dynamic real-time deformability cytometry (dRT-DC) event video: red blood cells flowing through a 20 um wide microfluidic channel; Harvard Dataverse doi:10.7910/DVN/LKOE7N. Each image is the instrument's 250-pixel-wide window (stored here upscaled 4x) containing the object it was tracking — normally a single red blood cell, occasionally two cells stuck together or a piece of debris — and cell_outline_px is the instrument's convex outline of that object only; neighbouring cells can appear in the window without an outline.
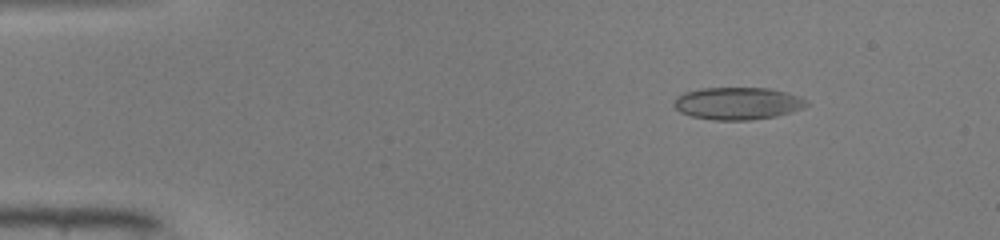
{"species": "common noctule bat (a hibernating species)", "species_latin": "Nyctalus noctula", "temperature_condition": "warm", "stored_images_in_passage": 20, "camera_frame_rate_fps": 3000, "um_per_image_px": 0.085, "animal": {"sex": "male", "body_mass_g": 19.0, "forearm_length_mm": 50.8}, "frame": {"image": 1, "passage_image": 7, "time_ms": 2.0, "image_size_px": [1000, 240], "cell_outline_px": [[808, 104], [800, 108], [776, 116], [752, 120], [712, 120], [692, 116], [680, 112], [672, 104], [676, 96], [684, 92], [700, 88], [768, 88], [800, 96], [808, 100]], "centroid_in_image_um": [62.65, 8.78], "position_along_channel_um": 22.3, "area_um2": 24.97}}
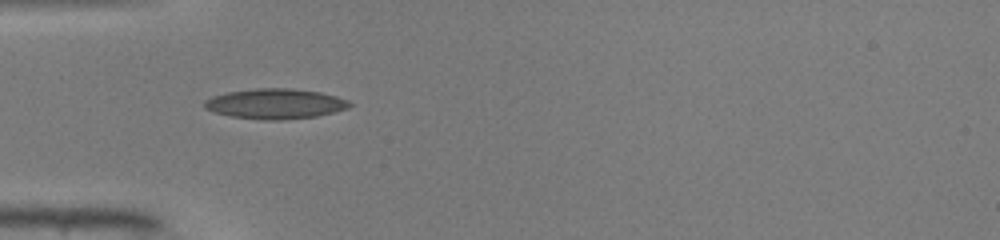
{"frame": {"image": 2, "passage_image": 16, "time_ms": 5.0, "image_size_px": [1000, 240], "cell_outline_px": [[352, 104], [348, 108], [316, 116], [280, 120], [264, 120], [232, 116], [212, 112], [204, 108], [204, 100], [212, 96], [228, 92], [256, 88], [292, 88], [320, 92], [336, 96], [348, 100]], "centroid_in_image_um": [23.37, 8.81], "position_along_channel_um": 61.6, "area_um2": 25.49}}
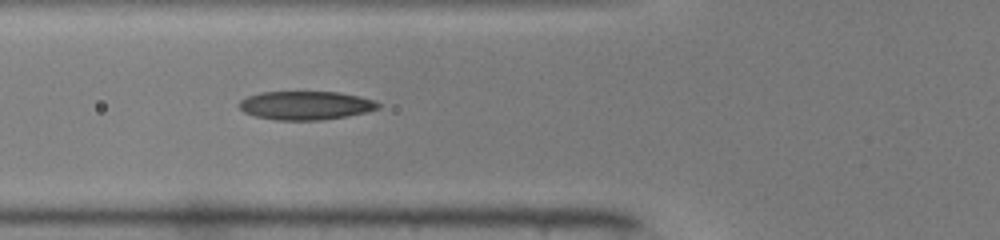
{"frame": {"image": 3, "passage_image": 19, "time_ms": 6.0, "image_size_px": [1000, 240], "cell_outline_px": [[380, 108], [368, 112], [348, 116], [320, 120], [276, 120], [256, 116], [244, 112], [240, 108], [240, 100], [248, 96], [260, 92], [340, 92], [360, 96], [376, 100], [380, 104]], "centroid_in_image_um": [26.04, 8.96], "position_along_channel_um": 99.8, "area_um2": 23.29}}